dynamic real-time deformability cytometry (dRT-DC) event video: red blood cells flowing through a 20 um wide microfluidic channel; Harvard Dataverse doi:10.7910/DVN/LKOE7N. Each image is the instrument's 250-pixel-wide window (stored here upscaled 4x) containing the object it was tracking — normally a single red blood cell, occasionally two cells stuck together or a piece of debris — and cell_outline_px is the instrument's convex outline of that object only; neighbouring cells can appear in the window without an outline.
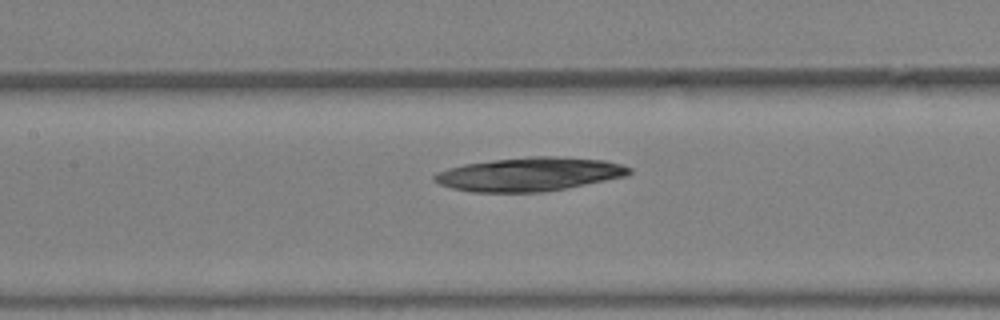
{"species": "Egyptian fruit bat (a non-hibernating species)", "species_latin": "Rousettus aegyptiacus", "temperature_condition": "warm", "stored_images_in_passage": 38, "camera_frame_rate_fps": 3000, "um_per_image_px": 0.085, "animal": {"sex": "female"}, "frame": {"image": 1, "passage_image": 20, "time_ms": 6.333, "image_size_px": [1000, 320], "cell_outline_px": [[632, 172], [628, 176], [544, 192], [472, 192], [452, 188], [440, 184], [432, 180], [432, 176], [436, 172], [448, 168], [464, 164], [528, 156], [556, 156], [604, 160], [620, 164], [632, 168]], "centroid_in_image_um": [45.0, 14.81], "position_along_channel_um": 162.4, "area_um2": 38.26}}
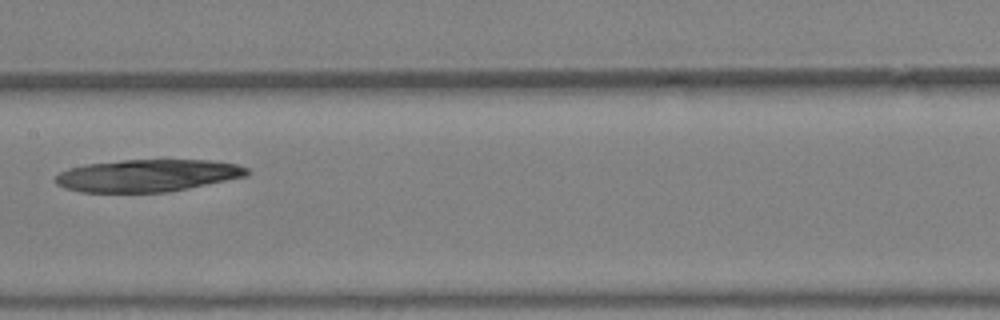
{"frame": {"image": 2, "passage_image": 22, "time_ms": 7.0, "image_size_px": [1000, 320], "cell_outline_px": [[248, 176], [168, 192], [80, 192], [64, 188], [56, 184], [52, 180], [60, 172], [68, 168], [88, 164], [124, 160], [208, 160], [236, 164], [248, 168]], "centroid_in_image_um": [12.5, 14.92], "position_along_channel_um": 194.9, "area_um2": 36.01}}
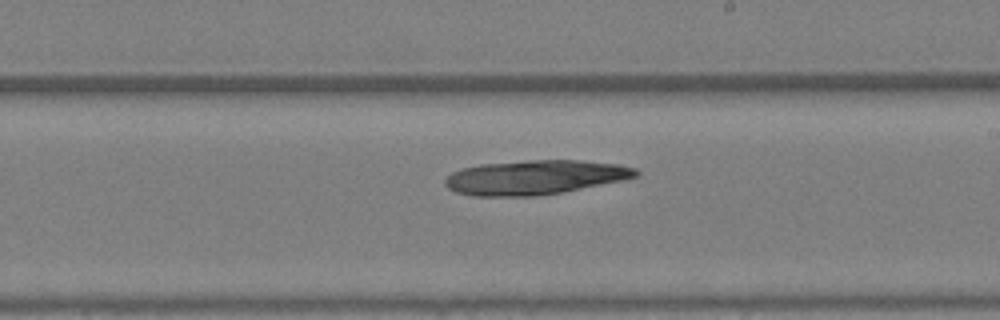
{"frame": {"image": 3, "passage_image": 25, "time_ms": 8.0, "image_size_px": [1000, 320], "cell_outline_px": [[640, 172], [636, 176], [624, 180], [560, 192], [536, 196], [472, 196], [456, 192], [448, 188], [444, 184], [444, 180], [452, 172], [464, 168], [480, 164], [532, 160], [580, 160], [620, 164], [636, 168]], "centroid_in_image_um": [45.47, 15.07], "position_along_channel_um": 243.5, "area_um2": 38.15}}